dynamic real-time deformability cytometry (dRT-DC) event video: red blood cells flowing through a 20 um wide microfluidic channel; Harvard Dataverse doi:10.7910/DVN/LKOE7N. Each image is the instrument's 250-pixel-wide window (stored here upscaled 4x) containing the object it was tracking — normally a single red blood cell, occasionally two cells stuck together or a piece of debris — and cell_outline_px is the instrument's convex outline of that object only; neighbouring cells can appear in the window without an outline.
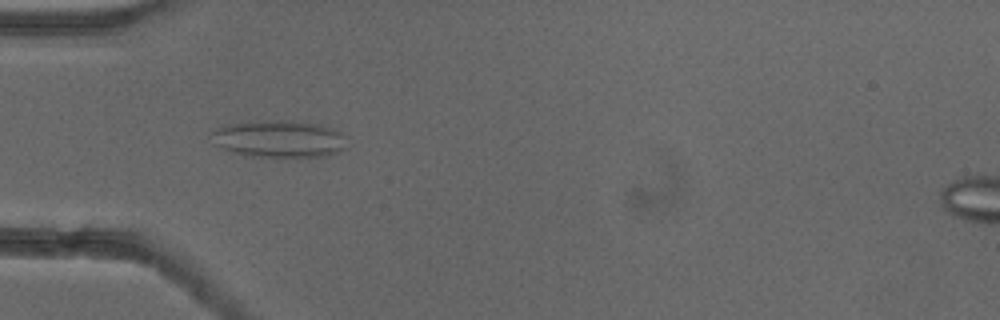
{"species": "common noctule bat (a hibernating species)", "species_latin": "Nyctalus noctula", "temperature_condition": "cold", "stored_images_in_passage": 52, "camera_frame_rate_fps": 3000, "um_per_image_px": 0.085, "animal": {"sex": "female"}, "frame": {"image": 1, "passage_image": 16, "time_ms": 5.0, "image_size_px": [1000, 320], "cell_outline_px": [[344, 148], [328, 156], [296, 160], [280, 160], [244, 156], [232, 152], [212, 144], [208, 136], [208, 132], [216, 128], [228, 124], [248, 120], [292, 120], [324, 124], [340, 132]], "centroid_in_image_um": [23.62, 11.85], "position_along_channel_um": 61.4, "area_um2": 31.21}}
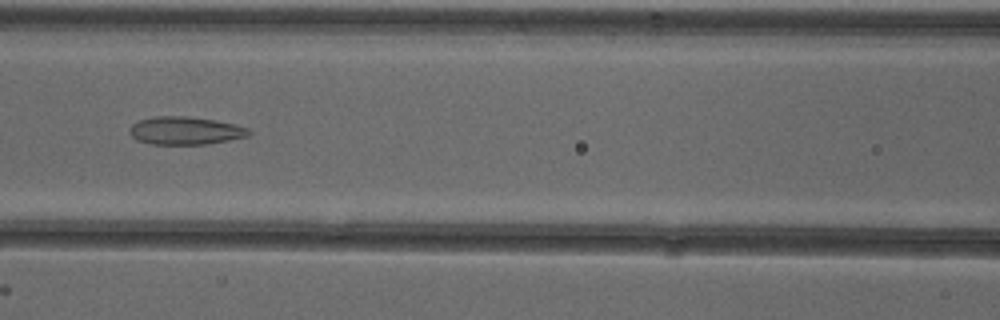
{"frame": {"image": 2, "passage_image": 23, "time_ms": 7.333, "image_size_px": [1000, 320], "cell_outline_px": [[252, 132], [248, 136], [208, 144], [152, 144], [136, 140], [128, 132], [132, 124], [140, 120], [152, 116], [184, 116], [216, 120], [236, 124], [248, 128]], "centroid_in_image_um": [15.75, 11.1], "position_along_channel_um": 150.9, "area_um2": 19.48}}
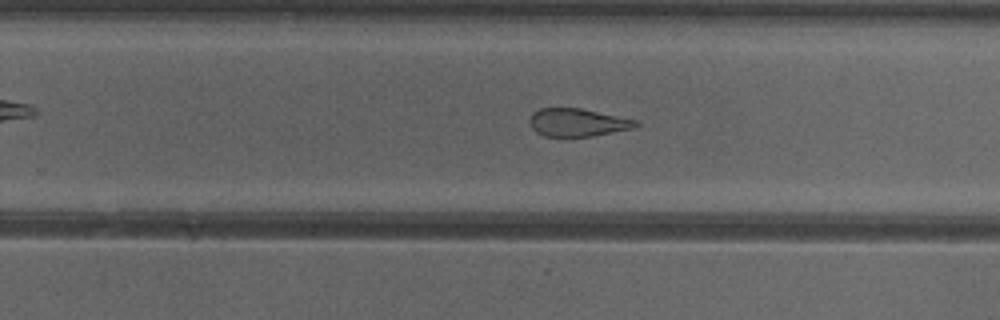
{"frame": {"image": 3, "passage_image": 33, "time_ms": 10.667, "image_size_px": [1000, 320], "cell_outline_px": [[640, 124], [632, 128], [592, 136], [544, 136], [536, 132], [532, 128], [528, 120], [532, 112], [540, 108], [580, 108], [640, 120]], "centroid_in_image_um": [49.09, 10.4], "position_along_channel_um": 280.7, "area_um2": 17.34}, "authors_computed_cell_mechanics": {"area_um2": 22.2819, "velocity_mm_per_s": 3.9119, "shape_relaxation_time_tau1_ms": null, "shape_relaxation_time_tau2_ms": 2.2957, "deformation_change_tau1": null, "deformation_change_tau2": 0.1087}}